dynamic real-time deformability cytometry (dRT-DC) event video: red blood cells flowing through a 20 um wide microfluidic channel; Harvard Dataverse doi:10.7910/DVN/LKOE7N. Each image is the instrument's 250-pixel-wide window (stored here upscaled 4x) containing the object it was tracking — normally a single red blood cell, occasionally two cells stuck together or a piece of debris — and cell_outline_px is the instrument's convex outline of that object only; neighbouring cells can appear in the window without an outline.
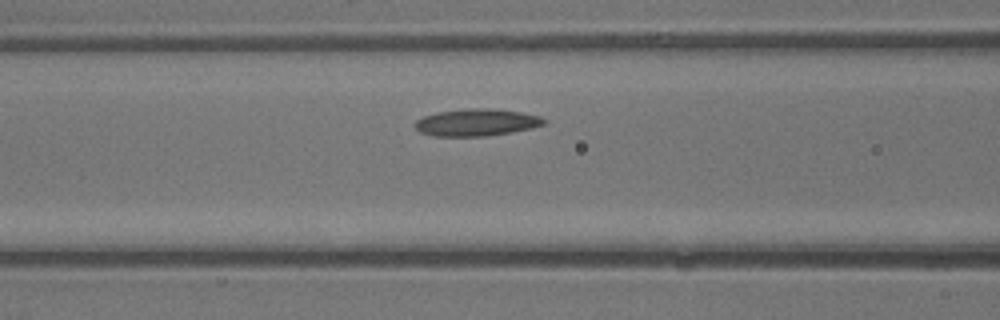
{"species": "common noctule bat (a hibernating species)", "species_latin": "Nyctalus noctula", "temperature_condition": "warm", "stored_images_in_passage": 9, "camera_frame_rate_fps": 3000, "um_per_image_px": 0.085, "animal": {"sex": "male", "body_mass_g": 13.3}, "frame": {"image": 1, "passage_image": 6, "time_ms": 1.667, "image_size_px": [1000, 320], "cell_outline_px": [[548, 124], [532, 128], [512, 132], [484, 136], [432, 136], [420, 132], [412, 124], [416, 120], [424, 116], [436, 112], [472, 108], [488, 108], [520, 112], [540, 116], [548, 120]], "centroid_in_image_um": [40.52, 10.41], "position_along_channel_um": 126.1, "area_um2": 20.52}}
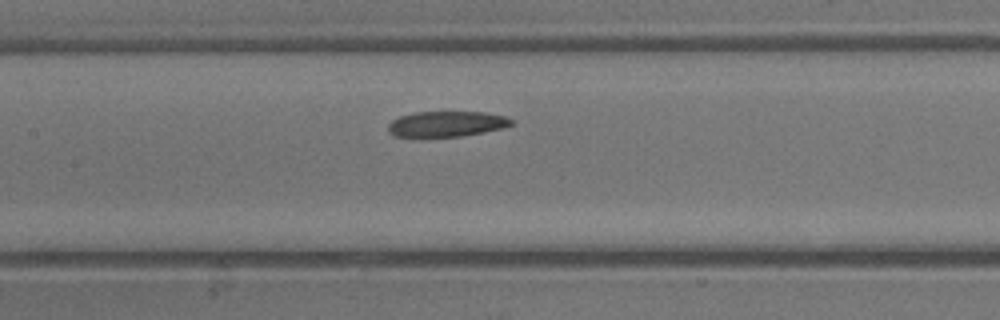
{"frame": {"image": 2, "passage_image": 8, "time_ms": 2.333, "image_size_px": [1000, 320], "cell_outline_px": [[516, 124], [504, 128], [484, 132], [460, 136], [412, 140], [396, 136], [388, 132], [388, 124], [392, 120], [400, 116], [416, 112], [484, 112], [504, 116], [516, 120]], "centroid_in_image_um": [37.93, 10.58], "position_along_channel_um": 169.5, "area_um2": 19.25}}